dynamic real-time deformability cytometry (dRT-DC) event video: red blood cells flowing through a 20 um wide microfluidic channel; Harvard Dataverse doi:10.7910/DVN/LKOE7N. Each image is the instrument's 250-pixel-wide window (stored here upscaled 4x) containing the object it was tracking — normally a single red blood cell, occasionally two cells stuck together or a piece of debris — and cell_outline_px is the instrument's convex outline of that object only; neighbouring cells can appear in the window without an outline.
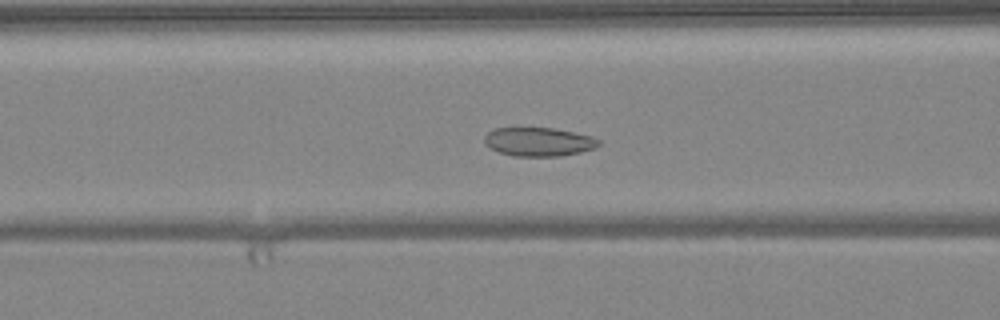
{"species": "common noctule bat (a hibernating species)", "species_latin": "Nyctalus noctula", "temperature_condition": "warm", "stored_images_in_passage": 51, "camera_frame_rate_fps": 3000, "um_per_image_px": 0.085, "animal": {"sex": "female", "body_mass_g": 24.6, "forearm_length_mm": 56.2}, "frame": {"image": 1, "passage_image": 21, "time_ms": 6.667, "image_size_px": [1000, 320], "cell_outline_px": [[600, 144], [596, 148], [580, 152], [560, 156], [512, 156], [500, 152], [484, 144], [484, 136], [492, 128], [552, 128], [592, 136], [600, 140]], "centroid_in_image_um": [45.78, 12.05], "position_along_channel_um": 120.8, "area_um2": 19.13}}
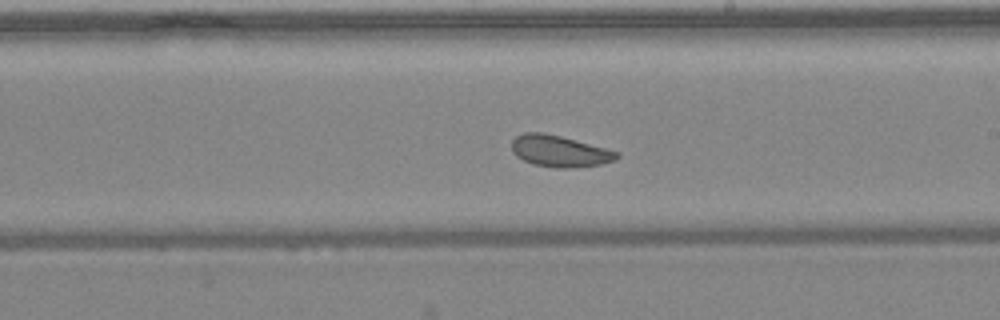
{"frame": {"image": 2, "passage_image": 30, "time_ms": 9.667, "image_size_px": [1000, 320], "cell_outline_px": [[620, 156], [616, 160], [600, 164], [568, 168], [556, 168], [532, 164], [516, 156], [512, 152], [512, 140], [516, 136], [524, 132], [544, 132], [560, 136], [620, 152]], "centroid_in_image_um": [47.55, 12.85], "position_along_channel_um": 241.5, "area_um2": 19.25}}
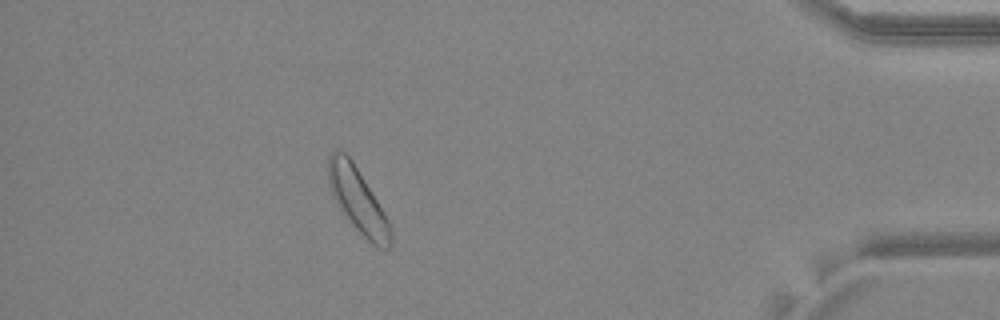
{"frame": {"image": 3, "passage_image": 46, "time_ms": 15.0, "image_size_px": [1000, 320], "cell_outline_px": [[392, 244], [388, 248], [384, 248], [372, 244], [340, 212], [328, 184], [328, 156], [336, 148], [344, 152], [352, 160], [384, 212], [392, 228]], "centroid_in_image_um": [30.39, 17.01], "position_along_channel_um": 404.8, "area_um2": 23.29}, "authors_computed_cell_mechanics": {"area_um2": 21.0392, "velocity_mm_per_s": 4.0224, "shape_relaxation_time_tau1_ms": 2.7199, "shape_relaxation_time_tau2_ms": null, "deformation_change_tau1": 0.048, "deformation_change_tau2": null}}